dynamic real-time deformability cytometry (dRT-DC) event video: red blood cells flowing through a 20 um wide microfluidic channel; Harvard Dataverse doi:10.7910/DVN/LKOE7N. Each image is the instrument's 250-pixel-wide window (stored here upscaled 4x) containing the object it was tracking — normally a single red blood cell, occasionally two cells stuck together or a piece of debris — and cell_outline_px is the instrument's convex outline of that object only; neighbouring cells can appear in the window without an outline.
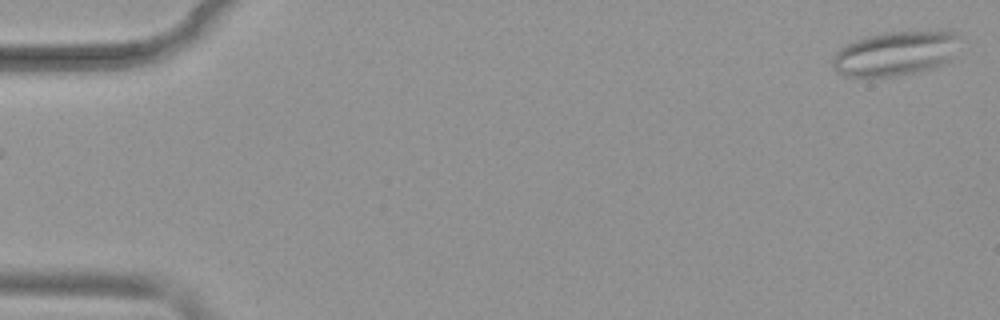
{"species": "common noctule bat (a hibernating species)", "species_latin": "Nyctalus noctula", "temperature_condition": "warm", "stored_images_in_passage": 52, "camera_frame_rate_fps": 3000, "um_per_image_px": 0.085, "animal": {"sex": "female", "body_mass_g": 19.9}, "frame": {"image": 1, "passage_image": 1, "time_ms": 0.0, "image_size_px": [1000, 320], "cell_outline_px": [[956, 36], [952, 56], [940, 64], [932, 68], [920, 72], [896, 76], [868, 80], [844, 76], [836, 72], [832, 68], [832, 56], [840, 48], [856, 40], [868, 36], [888, 32], [948, 28], [952, 28], [956, 32]], "centroid_in_image_um": [76.04, 4.56], "position_along_channel_um": 9.0, "area_um2": 33.87}}
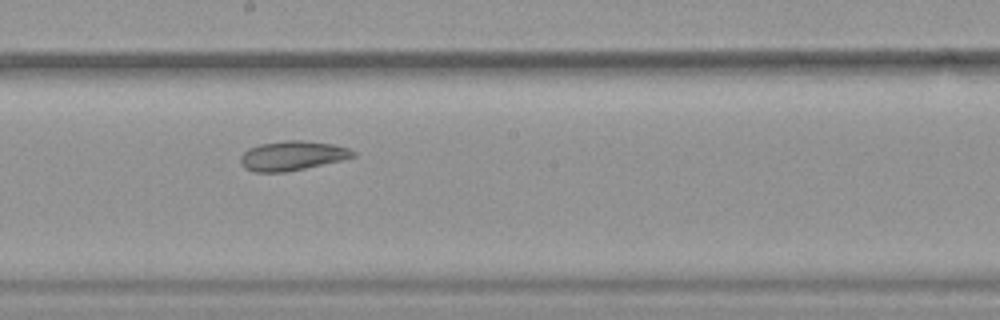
{"frame": {"image": 2, "passage_image": 29, "time_ms": 9.333, "image_size_px": [1000, 320], "cell_outline_px": [[356, 156], [340, 160], [288, 172], [252, 172], [244, 168], [240, 160], [240, 156], [248, 148], [260, 144], [284, 140], [304, 140], [332, 144], [348, 148], [356, 152]], "centroid_in_image_um": [24.81, 13.23], "position_along_channel_um": 223.4, "area_um2": 19.36}}
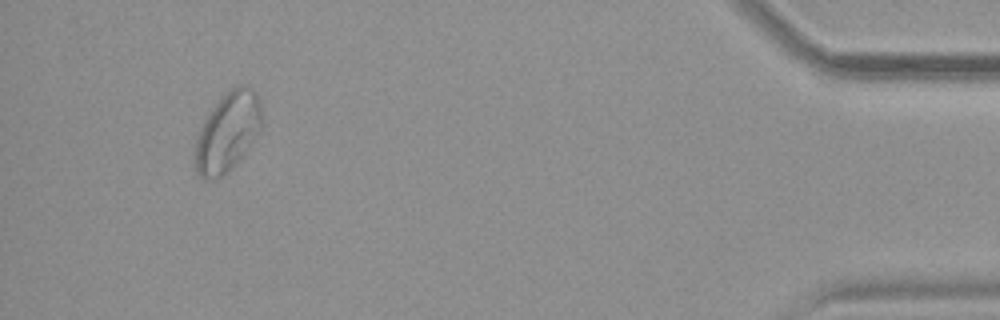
{"frame": {"image": 3, "passage_image": 49, "time_ms": 16.0, "image_size_px": [1000, 320], "cell_outline_px": [[260, 132], [244, 156], [224, 176], [212, 180], [204, 180], [196, 172], [192, 160], [192, 152], [196, 136], [208, 112], [232, 88], [240, 84], [248, 84], [256, 92], [260, 100]], "centroid_in_image_um": [19.3, 11.29], "position_along_channel_um": 415.9, "area_um2": 31.5}, "authors_computed_cell_mechanics": {"area_um2": 25.8655, "velocity_mm_per_s": 3.8659, "shape_relaxation_time_tau1_ms": null, "shape_relaxation_time_tau2_ms": 2.9723, "deformation_change_tau1": null, "deformation_change_tau2": 0.086}}